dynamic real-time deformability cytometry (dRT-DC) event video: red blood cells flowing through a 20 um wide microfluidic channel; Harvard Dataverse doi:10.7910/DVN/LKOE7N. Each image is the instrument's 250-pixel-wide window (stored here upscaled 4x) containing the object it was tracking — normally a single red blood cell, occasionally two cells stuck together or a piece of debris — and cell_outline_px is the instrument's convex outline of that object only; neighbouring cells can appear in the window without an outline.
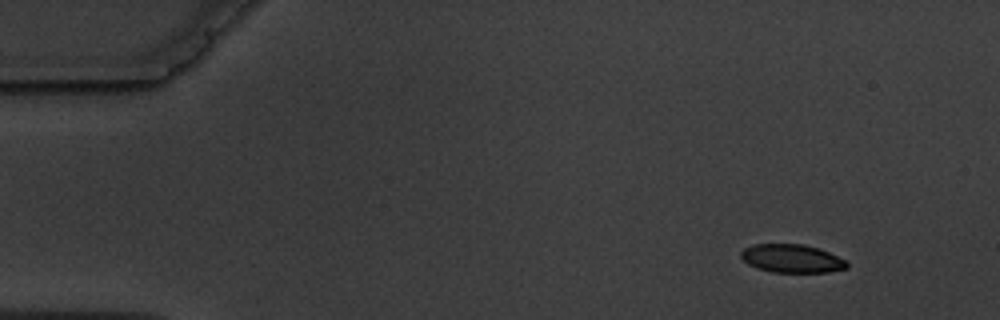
{"species": "common noctule bat (a hibernating species)", "species_latin": "Nyctalus noctula", "temperature_condition": "warm", "stored_images_in_passage": 6, "camera_frame_rate_fps": 3000, "um_per_image_px": 0.085, "animal": {"sex": "male", "body_mass_g": 19.5, "forearm_length_mm": 54.6}, "frame": {"image": 1, "passage_image": 1, "time_ms": 0.0, "image_size_px": [1000, 320], "cell_outline_px": [[848, 268], [828, 272], [772, 272], [756, 268], [748, 264], [740, 256], [740, 252], [744, 248], [752, 244], [804, 244], [828, 252], [848, 260]], "centroid_in_image_um": [67.31, 21.97], "position_along_channel_um": 17.7, "area_um2": 17.57}}
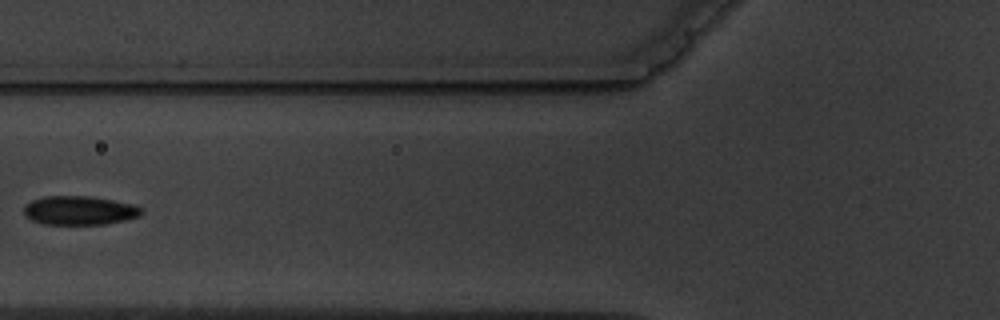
{"frame": {"image": 2, "passage_image": 5, "time_ms": 5.667, "image_size_px": [1000, 320], "cell_outline_px": [[144, 212], [140, 216], [124, 220], [104, 224], [44, 224], [32, 220], [24, 212], [24, 204], [32, 200], [44, 196], [88, 196], [136, 204]], "centroid_in_image_um": [6.77, 17.88], "position_along_channel_um": 119.0, "area_um2": 19.77}}
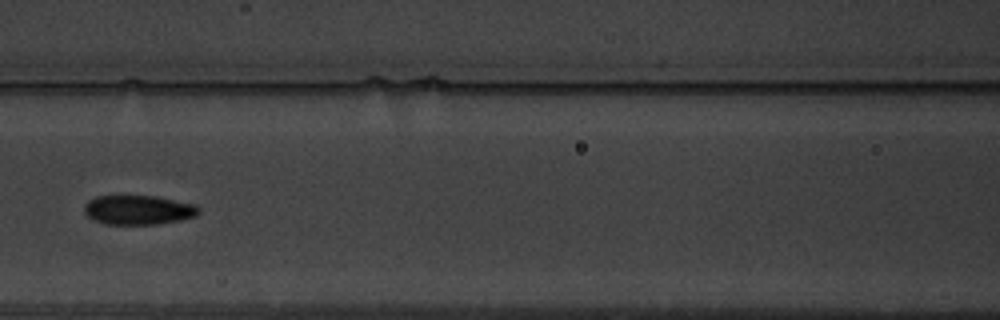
{"frame": {"image": 3, "passage_image": 6, "time_ms": 6.667, "image_size_px": [1000, 320], "cell_outline_px": [[200, 212], [196, 216], [180, 220], [160, 224], [108, 224], [96, 220], [88, 216], [84, 212], [84, 204], [88, 200], [96, 196], [156, 196], [196, 204], [200, 208]], "centroid_in_image_um": [11.79, 17.84], "position_along_channel_um": 154.8, "area_um2": 19.65}}